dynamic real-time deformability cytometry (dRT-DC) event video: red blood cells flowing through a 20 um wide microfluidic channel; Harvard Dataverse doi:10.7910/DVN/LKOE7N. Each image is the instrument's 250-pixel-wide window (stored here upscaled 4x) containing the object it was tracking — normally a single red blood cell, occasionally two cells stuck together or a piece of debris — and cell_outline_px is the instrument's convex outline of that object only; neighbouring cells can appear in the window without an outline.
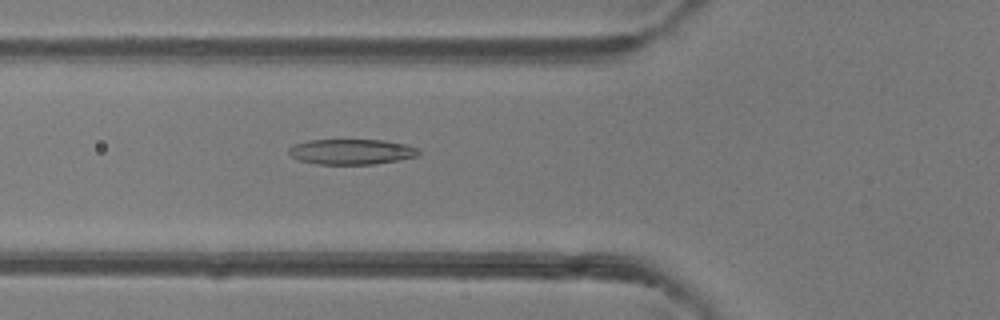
{"species": "common noctule bat (a hibernating species)", "species_latin": "Nyctalus noctula", "temperature_condition": "room temperature", "stored_images_in_passage": 44, "camera_frame_rate_fps": 3000, "um_per_image_px": 0.085, "animal": {"sex": "female"}, "frame": {"image": 1, "passage_image": 13, "time_ms": 4.0, "image_size_px": [1000, 320], "cell_outline_px": [[420, 152], [416, 156], [376, 164], [316, 164], [296, 160], [288, 152], [288, 148], [296, 144], [308, 140], [384, 140], [404, 144], [420, 148]], "centroid_in_image_um": [29.85, 12.9], "position_along_channel_um": 95.9, "area_um2": 19.19}}
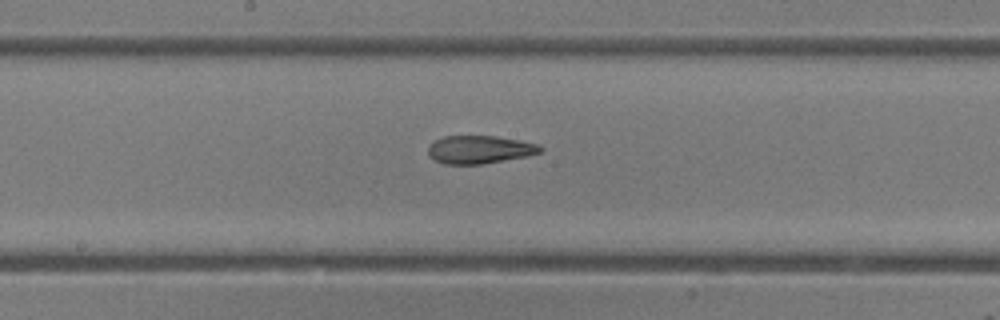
{"frame": {"image": 2, "passage_image": 21, "time_ms": 6.667, "image_size_px": [1000, 320], "cell_outline_px": [[544, 148], [540, 152], [528, 156], [484, 164], [444, 164], [432, 160], [428, 156], [428, 148], [436, 140], [444, 136], [496, 136], [520, 140], [540, 144]], "centroid_in_image_um": [40.78, 12.72], "position_along_channel_um": 207.4, "area_um2": 18.5}}
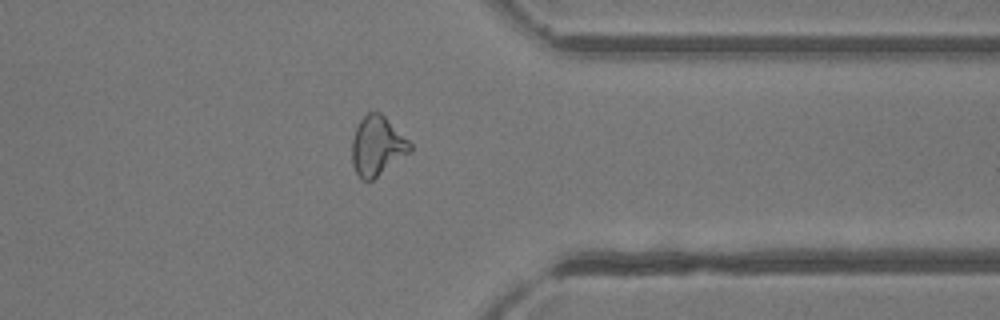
{"frame": {"image": 3, "passage_image": 34, "time_ms": 11.0, "image_size_px": [1000, 320], "cell_outline_px": [[412, 152], [372, 180], [360, 180], [352, 164], [352, 140], [356, 128], [360, 120], [368, 112], [380, 112], [412, 144]], "centroid_in_image_um": [32.07, 12.43], "position_along_channel_um": 379.3, "area_um2": 20.06}, "authors_computed_cell_mechanics": {"area_um2": 19.8254, "velocity_mm_per_s": 4.1529, "shape_relaxation_time_tau1_ms": 9.5976, "shape_relaxation_time_tau2_ms": 2.0999, "deformation_change_tau1": 0.2656, "deformation_change_tau2": 0.1113}}